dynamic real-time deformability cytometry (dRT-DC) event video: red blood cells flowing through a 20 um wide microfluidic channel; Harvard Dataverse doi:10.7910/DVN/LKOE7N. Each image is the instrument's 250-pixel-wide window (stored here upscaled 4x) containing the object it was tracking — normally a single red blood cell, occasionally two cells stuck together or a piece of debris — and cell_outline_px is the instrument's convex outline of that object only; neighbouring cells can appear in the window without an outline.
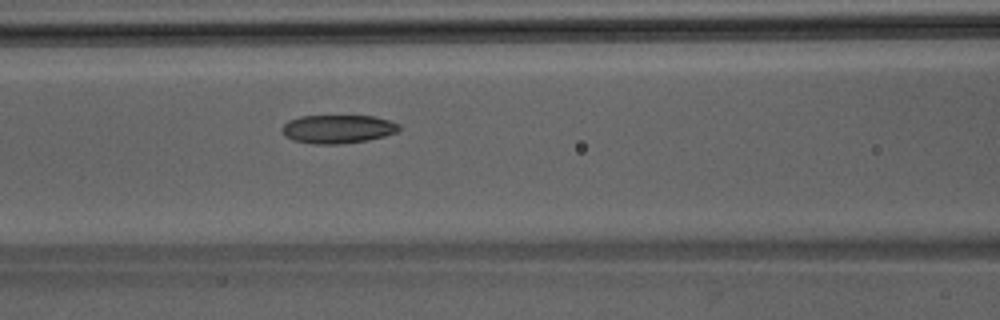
{"species": "Egyptian fruit bat (a non-hibernating species)", "species_latin": "Rousettus aegyptiacus", "temperature_condition": "room temperature", "stored_images_in_passage": 44, "camera_frame_rate_fps": 3000, "um_per_image_px": 0.085, "animal": {"sex": "male"}, "frame": {"image": 1, "passage_image": 17, "time_ms": 5.333, "image_size_px": [1000, 320], "cell_outline_px": [[404, 128], [396, 132], [384, 136], [368, 140], [340, 144], [312, 144], [292, 140], [284, 136], [280, 128], [288, 120], [300, 116], [372, 116], [388, 120], [400, 124]], "centroid_in_image_um": [28.7, 10.97], "position_along_channel_um": 137.9, "area_um2": 19.65}}
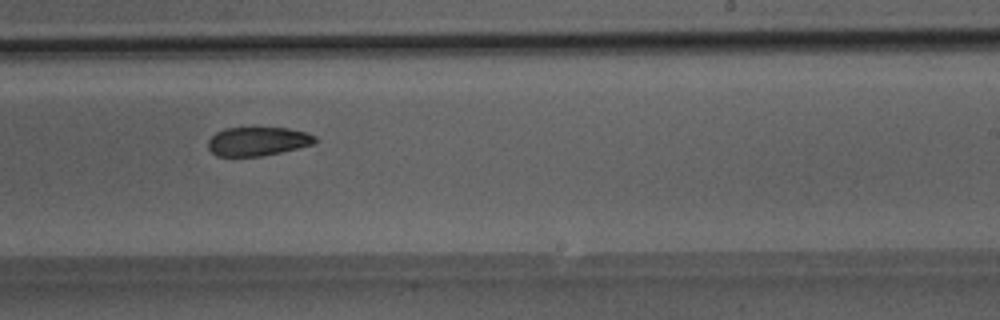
{"frame": {"image": 2, "passage_image": 26, "time_ms": 8.333, "image_size_px": [1000, 320], "cell_outline_px": [[320, 140], [316, 144], [280, 152], [260, 156], [216, 156], [208, 148], [208, 140], [216, 132], [224, 128], [288, 128], [308, 132], [316, 136]], "centroid_in_image_um": [21.96, 12.01], "position_along_channel_um": 267.0, "area_um2": 18.15}}
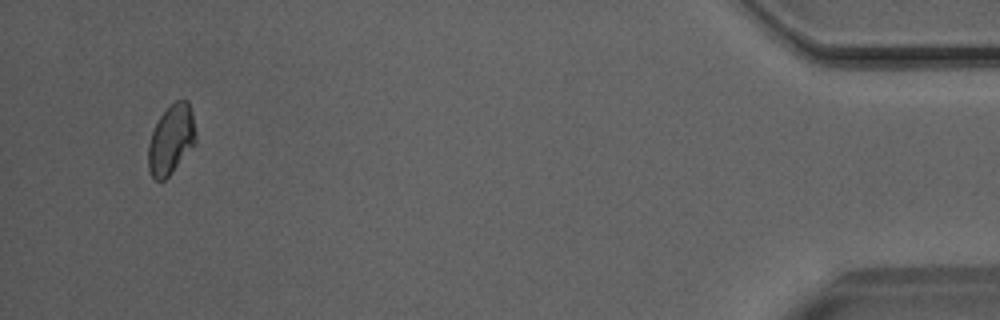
{"frame": {"image": 3, "passage_image": 42, "time_ms": 13.667, "image_size_px": [1000, 320], "cell_outline_px": [[196, 140], [172, 172], [164, 180], [156, 180], [152, 176], [148, 168], [148, 144], [152, 132], [160, 116], [176, 100], [188, 100], [192, 112], [196, 132]], "centroid_in_image_um": [14.54, 11.85], "position_along_channel_um": 420.7, "area_um2": 18.84}}